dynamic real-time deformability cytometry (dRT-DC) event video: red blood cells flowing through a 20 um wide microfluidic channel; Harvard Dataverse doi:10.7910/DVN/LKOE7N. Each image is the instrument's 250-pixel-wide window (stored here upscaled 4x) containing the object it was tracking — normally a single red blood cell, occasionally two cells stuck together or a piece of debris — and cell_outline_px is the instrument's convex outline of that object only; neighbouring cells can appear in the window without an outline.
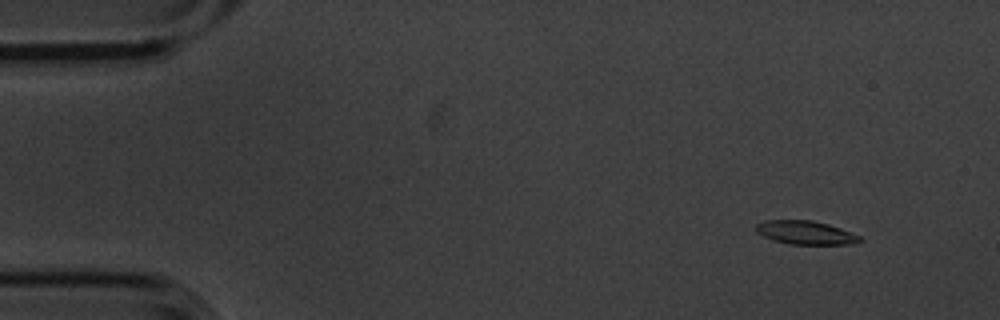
{"species": "common noctule bat (a hibernating species)", "species_latin": "Nyctalus noctula", "temperature_condition": "cold", "stored_images_in_passage": 5, "camera_frame_rate_fps": 3000, "um_per_image_px": 0.085, "animal": {"sex": "male", "body_mass_g": 20.1, "forearm_length_mm": 53.5}, "frame": {"image": 1, "passage_image": 2, "time_ms": 0.333, "image_size_px": [1000, 320], "cell_outline_px": [[860, 240], [856, 244], [788, 244], [772, 240], [756, 232], [756, 224], [764, 220], [812, 220], [828, 224], [840, 228], [860, 236]], "centroid_in_image_um": [68.44, 19.77], "position_along_channel_um": 16.6, "area_um2": 14.22}}